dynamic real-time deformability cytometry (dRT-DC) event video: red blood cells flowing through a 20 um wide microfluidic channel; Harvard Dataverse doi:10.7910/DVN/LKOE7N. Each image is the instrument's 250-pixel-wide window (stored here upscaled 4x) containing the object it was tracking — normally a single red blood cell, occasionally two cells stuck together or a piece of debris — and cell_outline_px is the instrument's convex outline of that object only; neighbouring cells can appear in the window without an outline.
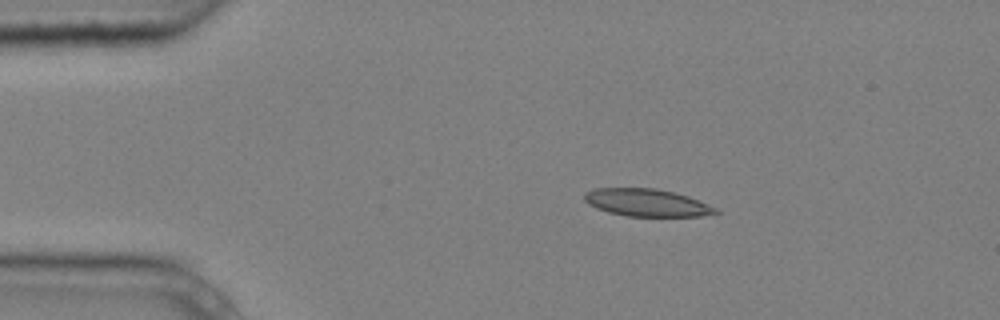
{"species": "common noctule bat (a hibernating species)", "species_latin": "Nyctalus noctula", "temperature_condition": "cold", "stored_images_in_passage": 6, "camera_frame_rate_fps": 3000, "um_per_image_px": 0.085, "animal": {"sex": "male", "body_mass_g": 20.4}, "frame": {"image": 1, "passage_image": 2, "time_ms": 0.333, "image_size_px": [1000, 320], "cell_outline_px": [[720, 212], [700, 216], [624, 216], [608, 212], [596, 208], [588, 204], [584, 200], [584, 192], [596, 188], [656, 188], [688, 196], [716, 208]], "centroid_in_image_um": [54.92, 17.22], "position_along_channel_um": 30.1, "area_um2": 20.92}}
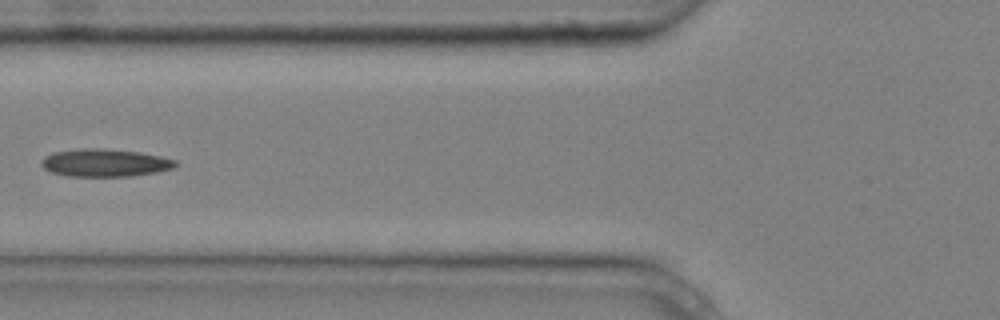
{"frame": {"image": 2, "passage_image": 5, "time_ms": 1.333, "image_size_px": [1000, 320], "cell_outline_px": [[180, 164], [172, 168], [156, 172], [132, 176], [68, 176], [52, 172], [44, 168], [40, 164], [40, 160], [44, 156], [52, 152], [80, 148], [100, 148], [140, 152], [160, 156], [176, 160]], "centroid_in_image_um": [8.9, 13.83], "position_along_channel_um": 116.9, "area_um2": 21.79}}